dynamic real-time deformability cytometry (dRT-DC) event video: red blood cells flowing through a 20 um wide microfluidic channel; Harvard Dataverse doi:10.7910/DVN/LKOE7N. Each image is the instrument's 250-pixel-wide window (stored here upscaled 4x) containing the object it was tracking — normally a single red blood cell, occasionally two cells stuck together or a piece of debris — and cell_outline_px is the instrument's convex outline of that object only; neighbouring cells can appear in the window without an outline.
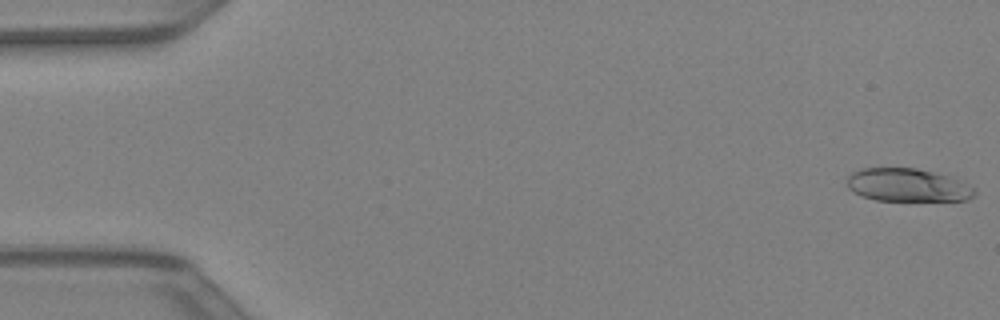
{"species": "Egyptian fruit bat (a non-hibernating species)", "species_latin": "Rousettus aegyptiacus", "temperature_condition": "warm", "stored_images_in_passage": 6, "camera_frame_rate_fps": 3000, "um_per_image_px": 0.085, "animal": {"sex": "female"}, "frame": {"image": 1, "passage_image": 1, "time_ms": 0.0, "image_size_px": [1000, 320], "cell_outline_px": [[976, 192], [968, 200], [876, 200], [852, 192], [848, 188], [848, 176], [852, 172], [864, 168], [916, 168], [932, 172], [956, 180], [972, 188]], "centroid_in_image_um": [77.07, 15.73], "position_along_channel_um": 7.9, "area_um2": 23.93}}